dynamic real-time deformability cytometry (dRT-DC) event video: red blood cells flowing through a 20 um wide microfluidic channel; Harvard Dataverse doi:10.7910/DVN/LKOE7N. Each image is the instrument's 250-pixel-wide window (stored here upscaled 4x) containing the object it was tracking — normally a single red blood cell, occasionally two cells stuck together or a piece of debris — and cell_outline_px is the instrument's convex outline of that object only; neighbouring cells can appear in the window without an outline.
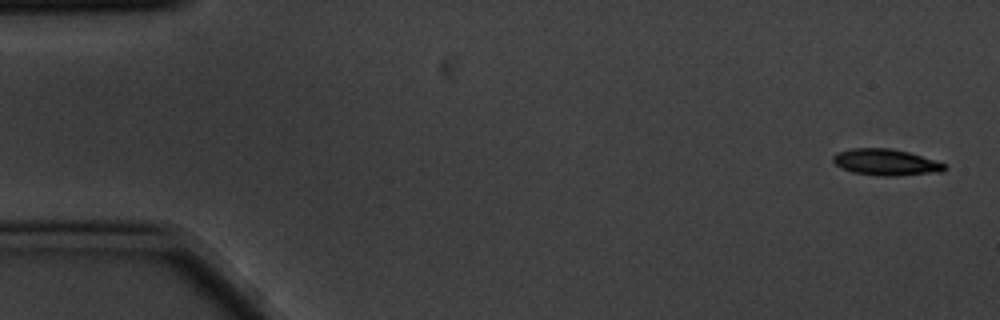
{"species": "common noctule bat (a hibernating species)", "species_latin": "Nyctalus noctula", "temperature_condition": "cold", "stored_images_in_passage": 5, "segment_of_instrument_passage": [1, 2], "camera_frame_rate_fps": 3000, "um_per_image_px": 0.085, "animal": {"sex": "male", "body_mass_g": 20.1, "forearm_length_mm": 53.5}, "frame": {"image": 1, "passage_image": 1, "time_ms": 0.0, "image_size_px": [1000, 320], "cell_outline_px": [[948, 168], [944, 172], [896, 176], [880, 176], [852, 172], [840, 168], [832, 160], [832, 156], [836, 152], [852, 148], [888, 148], [908, 152], [944, 164]], "centroid_in_image_um": [75.26, 13.8], "position_along_channel_um": 9.7, "area_um2": 17.17}}